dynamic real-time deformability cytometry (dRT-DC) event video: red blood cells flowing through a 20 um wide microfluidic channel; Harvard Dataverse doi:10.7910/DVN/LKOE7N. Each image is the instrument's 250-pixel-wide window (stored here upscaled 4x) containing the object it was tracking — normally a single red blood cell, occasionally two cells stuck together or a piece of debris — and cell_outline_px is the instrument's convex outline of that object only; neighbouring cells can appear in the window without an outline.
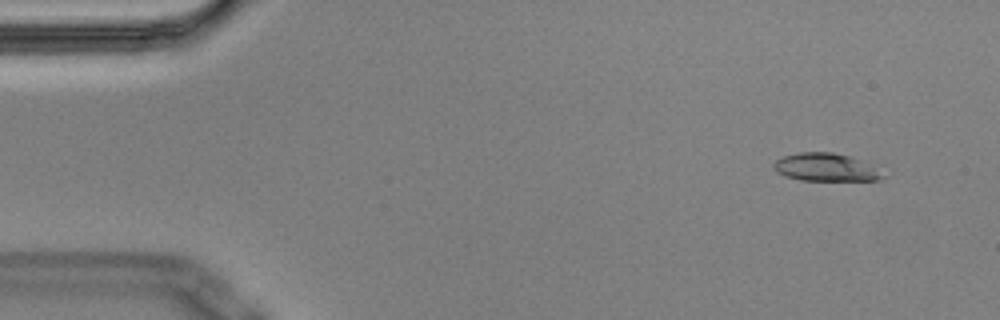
{"species": "Egyptian fruit bat (a non-hibernating species)", "species_latin": "Rousettus aegyptiacus", "temperature_condition": "cold", "stored_images_in_passage": 4, "camera_frame_rate_fps": 3000, "um_per_image_px": 0.085, "animal": {"sex": "male"}, "frame": {"image": 1, "passage_image": 1, "time_ms": 0.0, "image_size_px": [1000, 320], "cell_outline_px": [[884, 176], [880, 180], [800, 180], [784, 176], [776, 172], [772, 168], [772, 164], [776, 160], [784, 156], [800, 152], [832, 152], [848, 156], [872, 168]], "centroid_in_image_um": [70.03, 14.23], "position_along_channel_um": 15.0, "area_um2": 17.17}}
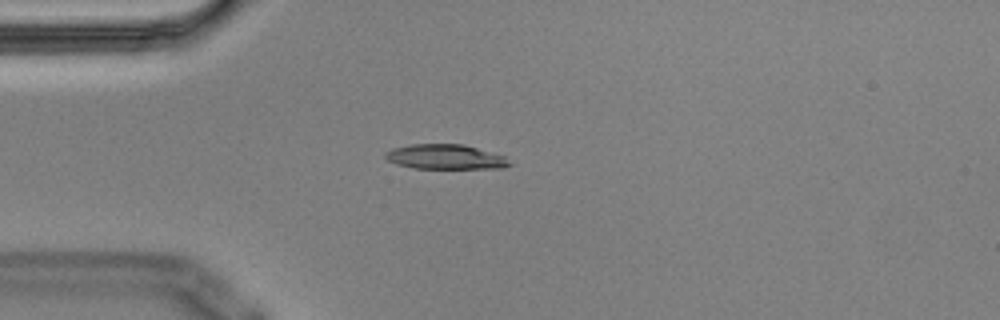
{"frame": {"image": 2, "passage_image": 4, "time_ms": 1.0, "image_size_px": [1000, 320], "cell_outline_px": [[512, 164], [504, 168], [412, 168], [396, 164], [388, 160], [384, 156], [384, 152], [392, 148], [412, 144], [464, 144], [504, 156]], "centroid_in_image_um": [37.83, 13.33], "position_along_channel_um": 47.2, "area_um2": 17.92}}